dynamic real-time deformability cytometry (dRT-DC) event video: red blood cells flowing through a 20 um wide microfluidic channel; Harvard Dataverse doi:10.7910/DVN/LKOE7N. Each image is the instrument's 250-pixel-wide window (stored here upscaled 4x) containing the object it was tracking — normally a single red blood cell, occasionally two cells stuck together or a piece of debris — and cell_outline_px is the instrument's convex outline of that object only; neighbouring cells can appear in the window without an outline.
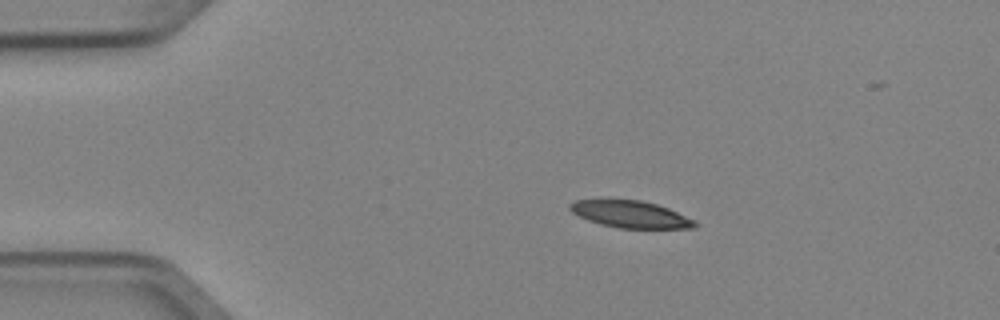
{"species": "Egyptian fruit bat (a non-hibernating species)", "species_latin": "Rousettus aegyptiacus", "temperature_condition": "cold", "stored_images_in_passage": 3, "camera_frame_rate_fps": 3000, "um_per_image_px": 0.085, "animal": {"sex": "female"}, "frame": {"image": 1, "passage_image": 2, "time_ms": 0.333, "image_size_px": [1000, 320], "cell_outline_px": [[700, 224], [696, 228], [620, 228], [600, 224], [588, 220], [572, 212], [568, 208], [568, 204], [576, 200], [640, 200], [656, 204], [668, 208], [696, 220]], "centroid_in_image_um": [53.63, 18.22], "position_along_channel_um": 31.4, "area_um2": 19.59}}